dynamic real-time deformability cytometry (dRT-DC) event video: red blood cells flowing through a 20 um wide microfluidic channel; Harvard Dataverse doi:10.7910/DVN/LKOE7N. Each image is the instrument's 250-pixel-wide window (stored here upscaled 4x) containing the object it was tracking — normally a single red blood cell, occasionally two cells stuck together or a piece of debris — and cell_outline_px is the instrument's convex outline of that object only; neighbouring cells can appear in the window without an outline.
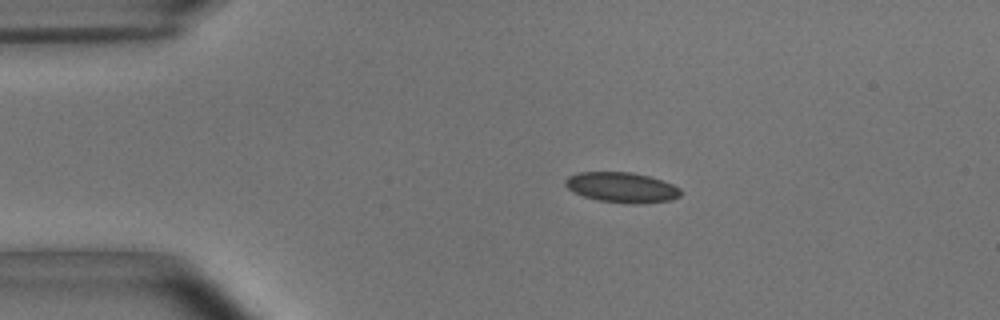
{"species": "common noctule bat (a hibernating species)", "species_latin": "Nyctalus noctula", "temperature_condition": "room temperature", "stored_images_in_passage": 53, "camera_frame_rate_fps": 3000, "um_per_image_px": 0.085, "animal": {"sex": "male", "body_mass_g": 15.6}, "frame": {"image": 1, "passage_image": 10, "time_ms": 3.0, "image_size_px": [1000, 320], "cell_outline_px": [[680, 196], [672, 200], [636, 204], [632, 204], [596, 200], [572, 192], [564, 184], [564, 180], [568, 176], [580, 172], [632, 172], [648, 176], [672, 184], [680, 188]], "centroid_in_image_um": [52.82, 15.93], "position_along_channel_um": 32.2, "area_um2": 20.35}}
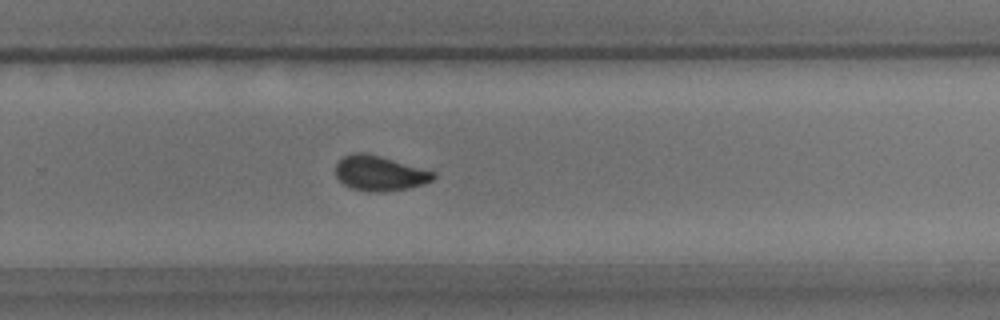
{"frame": {"image": 2, "passage_image": 35, "time_ms": 11.333, "image_size_px": [1000, 320], "cell_outline_px": [[436, 176], [432, 180], [424, 184], [408, 188], [380, 192], [368, 192], [352, 188], [344, 184], [336, 176], [336, 164], [344, 156], [352, 152], [364, 152], [380, 156], [436, 172]], "centroid_in_image_um": [32.27, 14.72], "position_along_channel_um": 297.5, "area_um2": 19.88}}
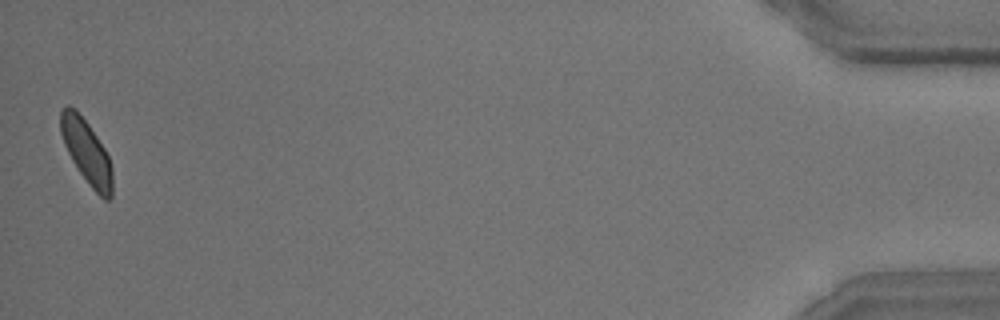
{"frame": {"image": 3, "passage_image": 53, "time_ms": 17.333, "image_size_px": [1000, 320], "cell_outline_px": [[112, 196], [108, 200], [104, 200], [92, 188], [80, 172], [72, 160], [64, 144], [60, 132], [60, 112], [68, 104], [76, 108], [88, 124], [104, 148], [108, 156], [112, 168]], "centroid_in_image_um": [7.35, 12.88], "position_along_channel_um": 427.8, "area_um2": 19.07}, "authors_computed_cell_mechanics": {"area_um2": 19.8832, "velocity_mm_per_s": 3.6888, "shape_relaxation_time_tau1_ms": 4.9362, "shape_relaxation_time_tau2_ms": 0.9082, "deformation_change_tau1": 0.1197, "deformation_change_tau2": 0.0539}}